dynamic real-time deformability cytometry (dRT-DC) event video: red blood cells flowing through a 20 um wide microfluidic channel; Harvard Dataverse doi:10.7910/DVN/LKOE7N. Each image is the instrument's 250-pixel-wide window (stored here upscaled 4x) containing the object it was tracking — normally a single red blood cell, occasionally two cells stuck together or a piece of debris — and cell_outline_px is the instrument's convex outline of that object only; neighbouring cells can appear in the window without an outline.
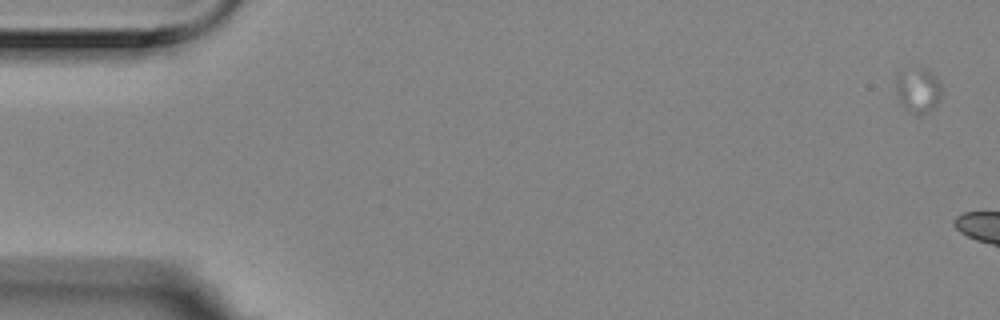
{"species": "Egyptian fruit bat (a non-hibernating species)", "species_latin": "Rousettus aegyptiacus", "temperature_condition": "room temperature", "stored_images_in_passage": 6, "camera_frame_rate_fps": 3000, "um_per_image_px": 0.085, "animal": {"sex": "female"}, "frame": {"image": 1, "passage_image": 2, "time_ms": 0.333, "image_size_px": [1000, 320], "cell_outline_px": [[940, 92], [936, 100], [920, 116], [916, 116], [900, 100], [896, 92], [896, 72], [920, 64], [932, 72], [936, 76], [940, 84]], "centroid_in_image_um": [77.97, 7.52], "position_along_channel_um": 7.0, "area_um2": 11.73}}